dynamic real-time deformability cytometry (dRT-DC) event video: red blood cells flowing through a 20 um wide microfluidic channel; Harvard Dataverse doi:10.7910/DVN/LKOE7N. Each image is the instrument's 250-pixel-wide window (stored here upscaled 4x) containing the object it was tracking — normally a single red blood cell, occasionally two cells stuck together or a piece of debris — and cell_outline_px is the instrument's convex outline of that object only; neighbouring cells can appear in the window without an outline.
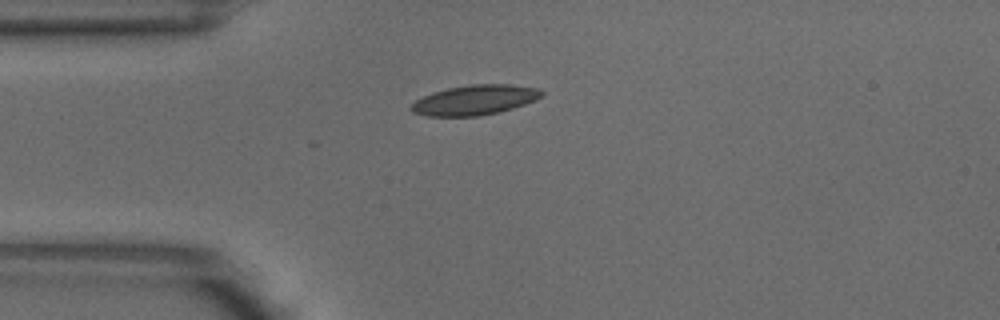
{"species": "common noctule bat (a hibernating species)", "species_latin": "Nyctalus noctula", "temperature_condition": "warm", "stored_images_in_passage": 1, "camera_frame_rate_fps": 3000, "um_per_image_px": 0.085, "animal": {"sex": "male", "body_mass_g": 18.8}, "frame": {"image": 1, "passage_image": 1, "time_ms": 0.0, "image_size_px": [1000, 320], "cell_outline_px": [[544, 96], [524, 104], [500, 112], [480, 116], [428, 116], [412, 112], [408, 108], [416, 100], [432, 92], [448, 88], [472, 84], [508, 84], [540, 88], [544, 92]], "centroid_in_image_um": [40.37, 8.5], "position_along_channel_um": 44.6, "area_um2": 22.83}}